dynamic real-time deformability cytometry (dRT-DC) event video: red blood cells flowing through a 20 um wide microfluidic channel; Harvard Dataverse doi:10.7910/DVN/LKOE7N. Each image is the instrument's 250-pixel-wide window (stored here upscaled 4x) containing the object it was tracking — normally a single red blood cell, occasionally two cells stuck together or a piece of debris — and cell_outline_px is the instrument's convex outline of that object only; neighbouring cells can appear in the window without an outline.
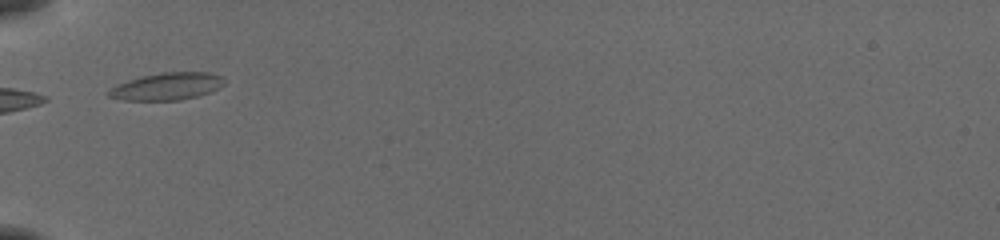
{"species": "common noctule bat (a hibernating species)", "species_latin": "Nyctalus noctula", "temperature_condition": "cold", "stored_images_in_passage": 4, "camera_frame_rate_fps": 3000, "um_per_image_px": 0.085, "animal": {"sex": "female", "body_mass_g": 19.5, "forearm_length_mm": 54.1}, "frame": {"image": 1, "passage_image": 3, "time_ms": 0.667, "image_size_px": [1000, 240], "cell_outline_px": [[224, 84], [208, 92], [196, 96], [180, 100], [124, 100], [108, 96], [104, 92], [116, 84], [140, 76], [160, 72], [208, 72], [224, 76]], "centroid_in_image_um": [14.14, 7.33], "position_along_channel_um": 70.9, "area_um2": 18.44}}